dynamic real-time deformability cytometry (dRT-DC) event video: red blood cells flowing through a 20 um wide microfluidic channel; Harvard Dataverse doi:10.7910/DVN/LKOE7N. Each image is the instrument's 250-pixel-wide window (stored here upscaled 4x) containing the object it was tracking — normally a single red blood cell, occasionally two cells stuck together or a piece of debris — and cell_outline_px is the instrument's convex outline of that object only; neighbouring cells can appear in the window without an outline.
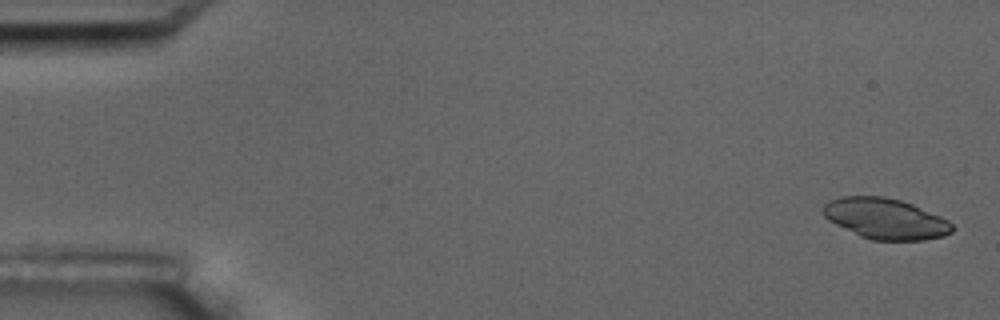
{"species": "common noctule bat (a hibernating species)", "species_latin": "Nyctalus noctula", "temperature_condition": "room temperature", "stored_images_in_passage": 5, "camera_frame_rate_fps": 3000, "um_per_image_px": 0.085, "animal": {"sex": "male", "body_mass_g": 17.5, "forearm_length_mm": 52.3}, "frame": {"image": 1, "passage_image": 1, "time_ms": 0.0, "image_size_px": [1000, 320], "cell_outline_px": [[956, 228], [952, 232], [944, 236], [924, 240], [872, 240], [860, 236], [828, 220], [824, 216], [824, 204], [828, 200], [840, 196], [884, 196], [900, 200], [912, 204], [940, 216], [948, 220]], "centroid_in_image_um": [75.27, 18.58], "position_along_channel_um": 9.7, "area_um2": 30.63}}